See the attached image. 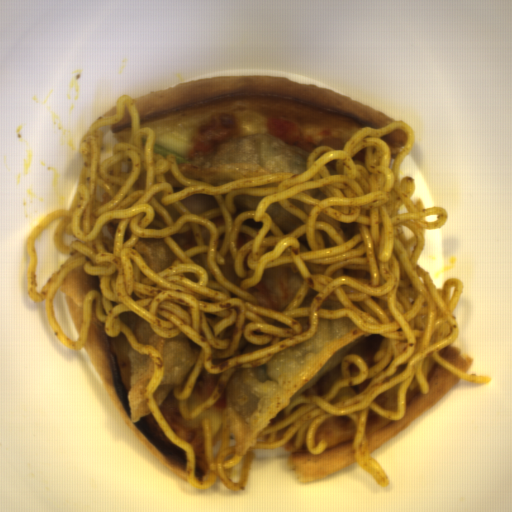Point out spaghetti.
I'll use <instances>...</instances> for the list:
<instances>
[{"label":"spaghetti","instance_id":"1","mask_svg":"<svg viewBox=\"0 0 512 512\" xmlns=\"http://www.w3.org/2000/svg\"><path fill=\"white\" fill-rule=\"evenodd\" d=\"M125 107L132 113L130 142L116 144L112 156L98 164L99 126L116 124ZM141 115L134 99L116 100L115 115L102 116L84 132L80 142L81 165L75 193L68 209L46 213L27 236V293L44 301L45 317L57 340L78 351L88 339L93 301L104 333L121 332L137 353L152 358L153 371L143 391L146 404L162 433L184 451L187 480L198 489L220 480L224 488L241 492L248 487L254 450L284 447L296 434L294 447L304 437L311 455L321 454L327 443L316 444L315 434L325 419L348 416L356 429L352 441L358 467L378 487L391 481L372 457L366 426L369 411L391 421L406 414L408 389L417 384L429 393L427 376L434 363L458 378L486 384L488 375L459 370L439 352L459 339L453 314L464 282L448 277L437 288L429 271L417 263L425 246V230L443 229L445 207L425 206L416 179H401L402 162L416 144L412 126L397 121L381 128H363L352 134L342 149L318 145L306 157V170L266 173L213 185L188 178L179 171L173 154L155 152V133L140 128ZM408 134L405 148H391L380 136L395 129ZM209 193L219 206L190 213L182 200ZM264 197L255 211L237 212L234 197ZM279 202L304 223L284 234L265 213ZM66 215V216H65ZM65 216L54 234L59 253H80L63 264L36 291L37 256L34 241L54 219ZM140 238H161L178 257L153 272L132 248ZM230 251L240 287L226 279L219 265ZM291 266L303 283L282 311L253 288L263 280L265 268ZM81 267L99 277L100 290H89L85 320L77 342L60 329L52 299L65 276ZM132 312L169 339L182 331L202 346L198 362L180 400L181 414L192 419L227 388L239 368H256L287 347L310 339L320 319L347 317L367 333L386 337L387 353L374 365L349 354L343 359L344 377L322 395L298 396L286 407V416L267 426L256 445L234 453L227 411L222 417V445L214 458L207 420H201L209 466L208 479L195 476L192 446L165 421L151 393L162 379L161 355L152 345L138 343L119 313ZM203 367L220 373L211 395L191 412L187 400ZM370 378L360 394L332 404L341 388ZM399 383L398 412L373 399Z\"/></svg>","mask_w":512,"mask_h":512}]
</instances>
